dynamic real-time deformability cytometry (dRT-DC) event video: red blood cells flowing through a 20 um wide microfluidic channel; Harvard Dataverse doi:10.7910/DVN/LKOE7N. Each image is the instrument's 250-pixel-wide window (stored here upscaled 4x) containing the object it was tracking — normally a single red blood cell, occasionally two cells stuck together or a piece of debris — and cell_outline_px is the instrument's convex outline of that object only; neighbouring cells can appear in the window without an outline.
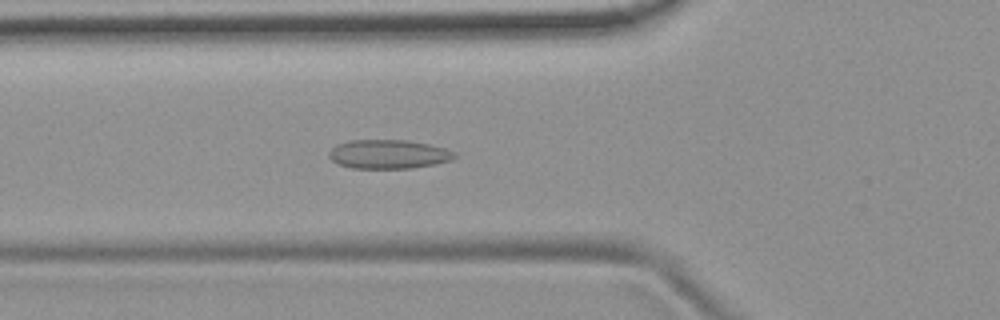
{"species": "common noctule bat (a hibernating species)", "species_latin": "Nyctalus noctula", "temperature_condition": "room temperature", "stored_images_in_passage": 53, "camera_frame_rate_fps": 3000, "um_per_image_px": 0.085, "animal": {"sex": "female", "body_mass_g": 19.9}, "frame": {"image": 1, "passage_image": 19, "time_ms": 6.0, "image_size_px": [1000, 320], "cell_outline_px": [[456, 156], [452, 160], [436, 164], [412, 168], [352, 168], [340, 164], [332, 160], [328, 156], [328, 152], [336, 144], [348, 140], [408, 140], [428, 144], [444, 148], [456, 152]], "centroid_in_image_um": [33.02, 13.1], "position_along_channel_um": 92.8, "area_um2": 21.27}}
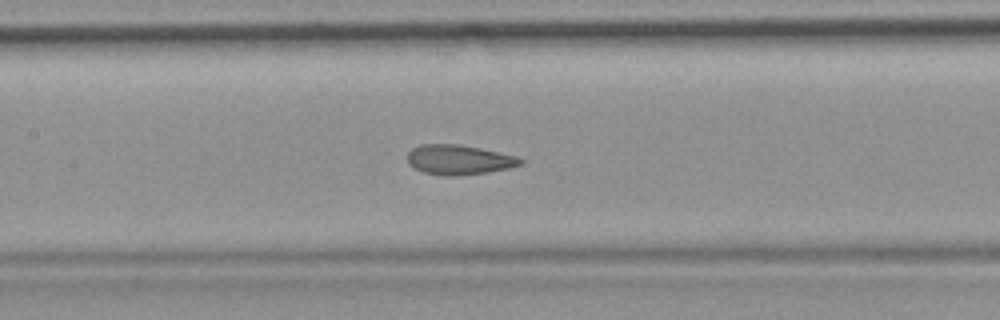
{"frame": {"image": 2, "passage_image": 25, "time_ms": 8.0, "image_size_px": [1000, 320], "cell_outline_px": [[524, 164], [508, 168], [488, 172], [452, 176], [444, 176], [424, 172], [408, 164], [408, 152], [412, 148], [420, 144], [460, 144], [480, 148], [516, 156], [524, 160]], "centroid_in_image_um": [39.01, 13.57], "position_along_channel_um": 168.4, "area_um2": 19.59}}
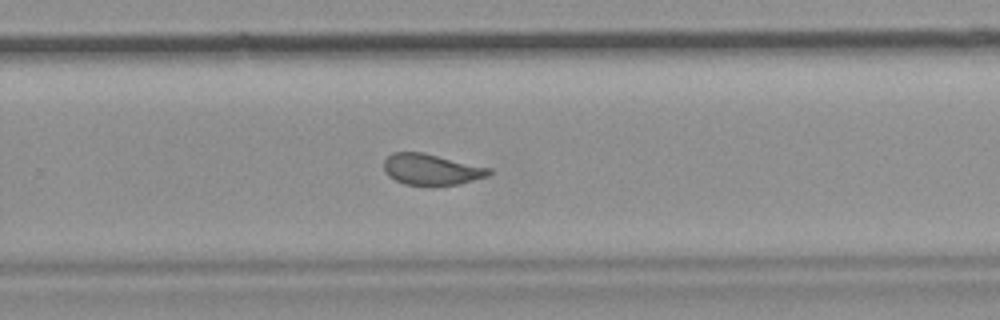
{"frame": {"image": 3, "passage_image": 35, "time_ms": 11.333, "image_size_px": [1000, 320], "cell_outline_px": [[492, 172], [488, 176], [460, 184], [432, 188], [404, 184], [388, 176], [384, 172], [384, 160], [392, 152], [424, 152], [492, 168]], "centroid_in_image_um": [36.68, 14.43], "position_along_channel_um": 293.1, "area_um2": 19.77}, "authors_computed_cell_mechanics": {"area_um2": 20.6924, "velocity_mm_per_s": 3.768, "shape_relaxation_time_tau1_ms": null, "shape_relaxation_time_tau2_ms": 1.4189, "deformation_change_tau1": null, "deformation_change_tau2": 0.0733}}